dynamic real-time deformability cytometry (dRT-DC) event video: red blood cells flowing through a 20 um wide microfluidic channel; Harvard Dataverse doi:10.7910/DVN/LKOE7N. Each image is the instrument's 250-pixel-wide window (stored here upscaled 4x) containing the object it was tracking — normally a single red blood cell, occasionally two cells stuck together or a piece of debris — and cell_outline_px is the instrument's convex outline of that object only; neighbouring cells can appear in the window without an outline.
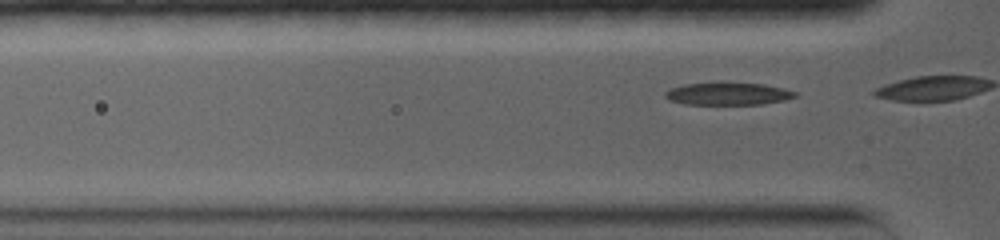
{"species": "common noctule bat (a hibernating species)", "species_latin": "Nyctalus noctula", "temperature_condition": "warm", "stored_images_in_passage": 3, "camera_frame_rate_fps": 5000, "um_per_image_px": 0.085, "animal": {"sex": "female", "body_mass_g": 19.0, "forearm_length_mm": 56.7}, "frame": {"image": 1, "passage_image": 2, "time_ms": 0.2, "image_size_px": [1000, 240], "cell_outline_px": [[796, 96], [784, 100], [760, 104], [684, 104], [668, 100], [664, 96], [664, 92], [672, 88], [684, 84], [716, 80], [720, 80], [764, 84], [784, 88], [796, 92]], "centroid_in_image_um": [61.82, 7.92], "position_along_channel_um": 64.0, "area_um2": 17.69}}